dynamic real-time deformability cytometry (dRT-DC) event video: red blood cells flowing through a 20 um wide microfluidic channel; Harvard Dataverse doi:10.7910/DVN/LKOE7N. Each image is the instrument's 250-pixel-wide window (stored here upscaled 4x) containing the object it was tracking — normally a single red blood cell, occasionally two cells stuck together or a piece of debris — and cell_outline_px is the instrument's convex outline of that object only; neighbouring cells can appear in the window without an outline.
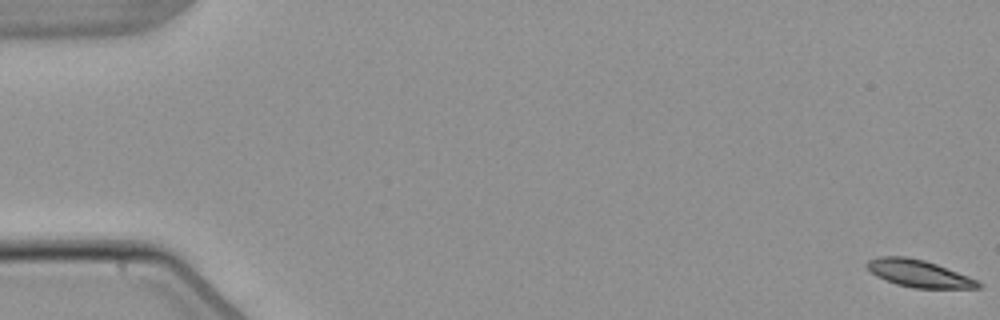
{"species": "common noctule bat (a hibernating species)", "species_latin": "Nyctalus noctula", "temperature_condition": "warm", "stored_images_in_passage": 6, "camera_frame_rate_fps": 3000, "um_per_image_px": 0.085, "animal": {"sex": "male", "body_mass_g": 21.5, "forearm_length_mm": 52.0}, "frame": {"image": 1, "passage_image": 1, "time_ms": 0.0, "image_size_px": [1000, 320], "cell_outline_px": [[984, 284], [980, 288], [912, 288], [896, 284], [876, 276], [864, 264], [868, 260], [880, 256], [904, 256], [924, 260], [936, 264], [968, 276]], "centroid_in_image_um": [78.09, 23.25], "position_along_channel_um": 6.9, "area_um2": 17.57}}
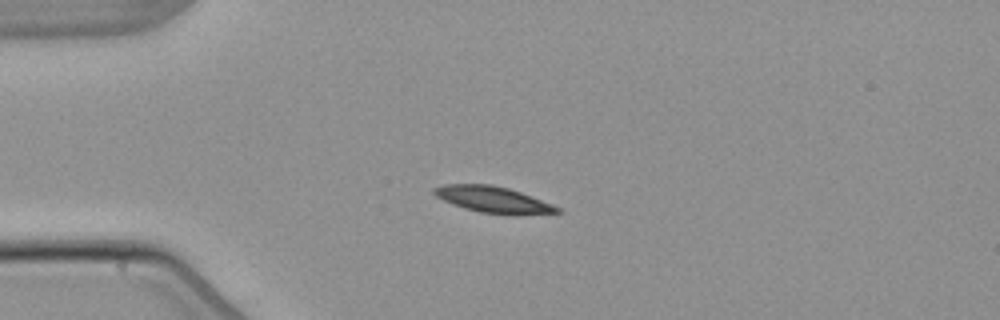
{"frame": {"image": 2, "passage_image": 5, "time_ms": 4.667, "image_size_px": [1000, 320], "cell_outline_px": [[564, 212], [516, 216], [480, 212], [464, 208], [452, 204], [436, 196], [432, 192], [432, 188], [444, 184], [492, 184], [508, 188], [520, 192], [552, 204], [560, 208]], "centroid_in_image_um": [41.94, 16.98], "position_along_channel_um": 43.1, "area_um2": 19.07}}